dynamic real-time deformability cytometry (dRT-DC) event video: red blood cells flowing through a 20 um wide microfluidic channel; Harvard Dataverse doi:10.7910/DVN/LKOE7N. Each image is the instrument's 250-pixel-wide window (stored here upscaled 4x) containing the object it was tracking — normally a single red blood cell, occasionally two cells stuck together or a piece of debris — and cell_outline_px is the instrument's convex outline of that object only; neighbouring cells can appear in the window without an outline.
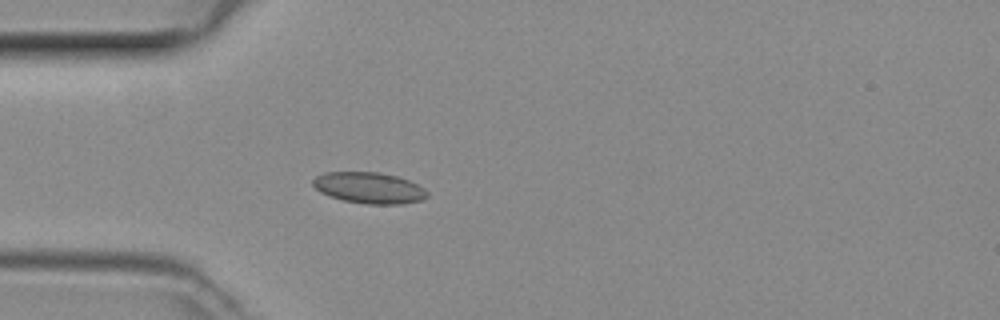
{"species": "common noctule bat (a hibernating species)", "species_latin": "Nyctalus noctula", "temperature_condition": "room temperature", "stored_images_in_passage": 43, "camera_frame_rate_fps": 3000, "um_per_image_px": 0.085, "animal": {"sex": "female", "body_mass_g": 29.2, "forearm_length_mm": 56.3}, "frame": {"image": 1, "passage_image": 9, "time_ms": 2.667, "image_size_px": [1000, 320], "cell_outline_px": [[428, 196], [424, 200], [400, 204], [364, 204], [344, 200], [328, 196], [320, 192], [312, 184], [312, 180], [316, 176], [324, 172], [380, 172], [396, 176], [408, 180], [424, 188], [428, 192]], "centroid_in_image_um": [31.37, 15.97], "position_along_channel_um": 53.6, "area_um2": 20.87}}
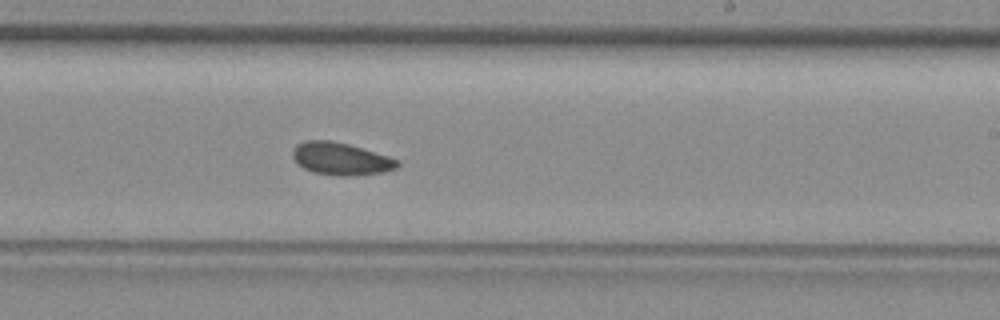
{"frame": {"image": 2, "passage_image": 24, "time_ms": 7.667, "image_size_px": [1000, 320], "cell_outline_px": [[400, 164], [396, 168], [384, 172], [352, 176], [336, 176], [312, 172], [304, 168], [292, 156], [292, 152], [296, 144], [308, 140], [332, 140], [348, 144], [388, 156], [400, 160]], "centroid_in_image_um": [28.99, 13.5], "position_along_channel_um": 260.0, "area_um2": 19.83}}
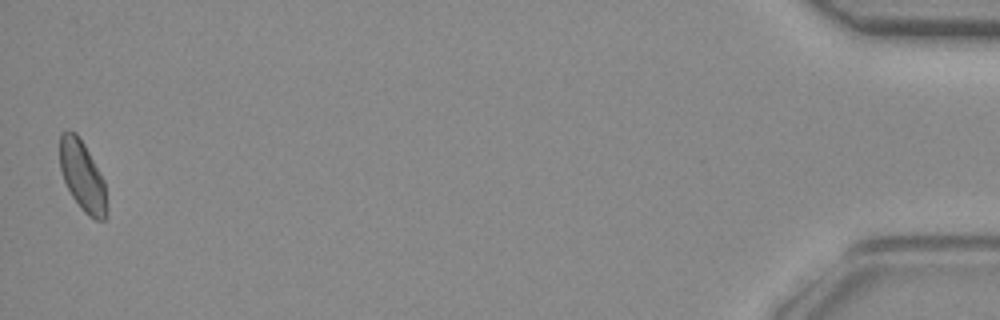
{"frame": {"image": 3, "passage_image": 43, "time_ms": 14.0, "image_size_px": [1000, 320], "cell_outline_px": [[108, 216], [104, 220], [96, 220], [88, 216], [84, 212], [72, 196], [64, 180], [60, 168], [60, 132], [68, 128], [76, 132], [84, 144], [104, 180], [108, 208]], "centroid_in_image_um": [7.02, 14.97], "position_along_channel_um": 428.2, "area_um2": 19.36}}